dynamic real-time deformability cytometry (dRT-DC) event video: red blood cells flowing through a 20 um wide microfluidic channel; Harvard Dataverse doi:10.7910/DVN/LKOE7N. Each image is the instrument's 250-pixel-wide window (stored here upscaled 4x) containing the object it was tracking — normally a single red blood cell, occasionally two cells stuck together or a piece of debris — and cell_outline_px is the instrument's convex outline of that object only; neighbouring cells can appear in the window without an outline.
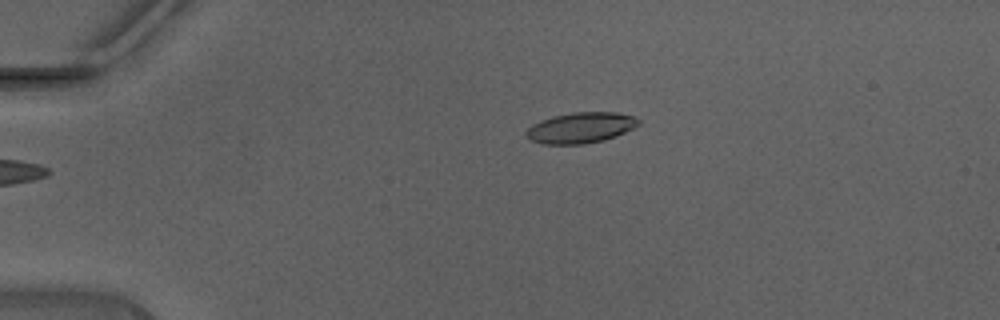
{"species": "Egyptian fruit bat (a non-hibernating species)", "species_latin": "Rousettus aegyptiacus", "temperature_condition": "warm", "stored_images_in_passage": 35, "segment_of_instrument_passage": [1, 2], "camera_frame_rate_fps": 3000, "um_per_image_px": 0.085, "animal": {"sex": "male"}, "frame": {"image": 1, "passage_image": 1, "time_ms": 0.0, "image_size_px": [1000, 320], "cell_outline_px": [[640, 124], [616, 136], [604, 140], [584, 144], [544, 144], [532, 140], [524, 132], [532, 124], [540, 120], [552, 116], [572, 112], [620, 112], [636, 116], [640, 120]], "centroid_in_image_um": [49.39, 10.84], "position_along_channel_um": 35.6, "area_um2": 20.23}}
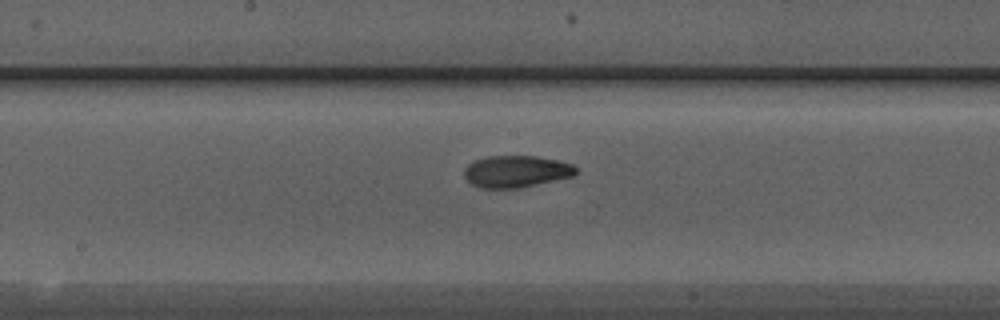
{"frame": {"image": 2, "passage_image": 16, "time_ms": 5.0, "image_size_px": [1000, 320], "cell_outline_px": [[580, 168], [572, 176], [520, 188], [480, 188], [472, 184], [464, 176], [464, 168], [468, 164], [476, 160], [488, 156], [536, 156], [556, 160], [572, 164]], "centroid_in_image_um": [43.87, 14.57], "position_along_channel_um": 204.3, "area_um2": 20.69}}
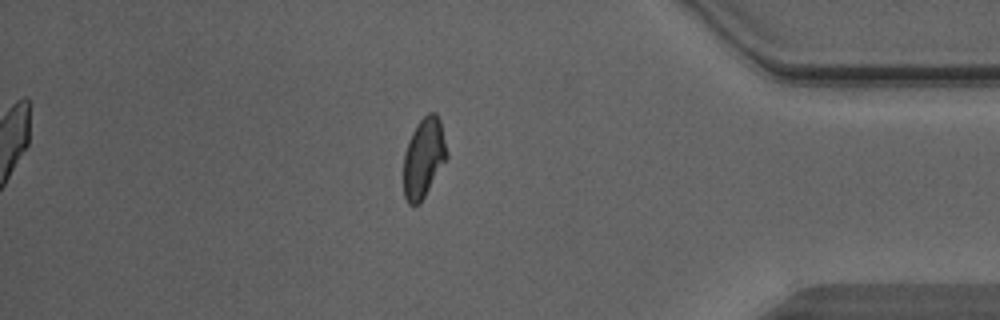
{"frame": {"image": 3, "passage_image": 31, "time_ms": 10.0, "image_size_px": [1000, 320], "cell_outline_px": [[448, 156], [424, 196], [416, 204], [408, 204], [404, 196], [404, 152], [408, 140], [416, 124], [428, 112], [436, 112], [440, 120]], "centroid_in_image_um": [36.0, 13.36], "position_along_channel_um": 399.2, "area_um2": 19.77}}